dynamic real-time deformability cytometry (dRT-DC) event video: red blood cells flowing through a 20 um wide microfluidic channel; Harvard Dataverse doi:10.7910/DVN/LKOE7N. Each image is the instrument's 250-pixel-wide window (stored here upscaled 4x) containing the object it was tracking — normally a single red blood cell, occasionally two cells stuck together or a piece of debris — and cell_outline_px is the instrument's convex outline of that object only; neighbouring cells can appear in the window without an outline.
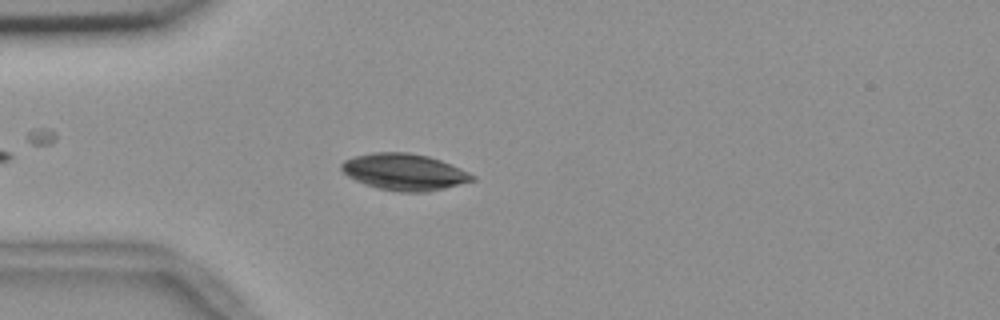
{"species": "common noctule bat (a hibernating species)", "species_latin": "Nyctalus noctula", "temperature_condition": "room temperature", "stored_images_in_passage": 44, "camera_frame_rate_fps": 3000, "um_per_image_px": 0.085, "animal": {"sex": "female", "body_mass_g": 18.4}, "frame": {"image": 1, "passage_image": 7, "time_ms": 2.0, "image_size_px": [1000, 320], "cell_outline_px": [[476, 180], [428, 192], [400, 192], [376, 188], [364, 184], [348, 176], [340, 168], [340, 164], [344, 160], [356, 156], [372, 152], [408, 152], [428, 156], [440, 160], [460, 168], [476, 176]], "centroid_in_image_um": [34.36, 14.62], "position_along_channel_um": 50.6, "area_um2": 27.92}}
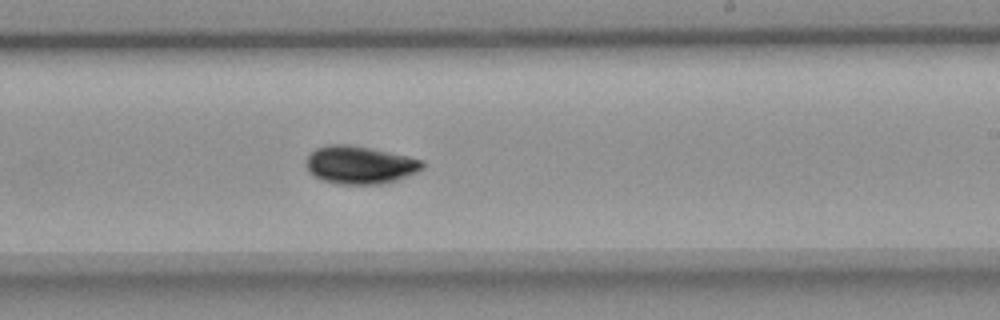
{"frame": {"image": 2, "passage_image": 25, "time_ms": 8.0, "image_size_px": [1000, 320], "cell_outline_px": [[424, 168], [416, 172], [396, 180], [380, 184], [336, 184], [312, 176], [308, 172], [304, 164], [308, 156], [316, 148], [328, 144], [348, 144], [372, 148], [408, 156], [424, 160]], "centroid_in_image_um": [30.56, 14.01], "position_along_channel_um": 258.4, "area_um2": 25.89}}
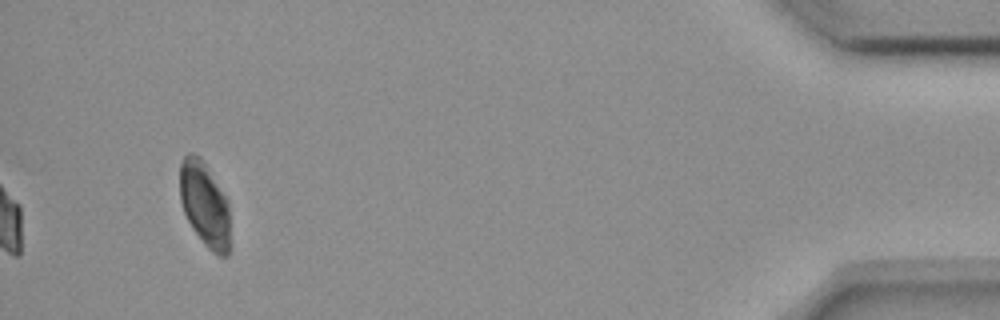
{"frame": {"image": 3, "passage_image": 44, "time_ms": 14.333, "image_size_px": [1000, 320], "cell_outline_px": [[232, 244], [228, 256], [220, 256], [212, 252], [204, 244], [192, 228], [184, 212], [180, 200], [180, 164], [184, 156], [188, 152], [192, 152], [200, 156], [228, 200]], "centroid_in_image_um": [17.44, 17.42], "position_along_channel_um": 417.8, "area_um2": 25.37}, "authors_computed_cell_mechanics": {"area_um2": 25.4898, "velocity_mm_per_s": 3.6504, "shape_relaxation_time_tau1_ms": 6.0779, "shape_relaxation_time_tau2_ms": null, "deformation_change_tau1": 0.1272, "deformation_change_tau2": null}}